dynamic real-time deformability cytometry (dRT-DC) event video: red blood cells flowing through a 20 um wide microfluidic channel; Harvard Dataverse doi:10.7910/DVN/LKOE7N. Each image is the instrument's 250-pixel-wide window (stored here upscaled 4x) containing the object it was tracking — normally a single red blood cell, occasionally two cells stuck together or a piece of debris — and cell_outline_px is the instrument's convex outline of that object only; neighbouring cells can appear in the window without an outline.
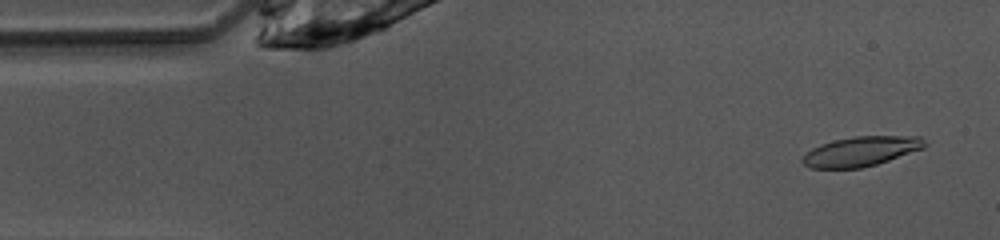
{"species": "common noctule bat (a hibernating species)", "species_latin": "Nyctalus noctula", "temperature_condition": "warm", "stored_images_in_passage": 48, "camera_frame_rate_fps": 3000, "um_per_image_px": 0.085, "animal": {"sex": "female", "body_mass_g": 10.0, "forearm_length_mm": 53.1}, "frame": {"image": 1, "passage_image": 3, "time_ms": 0.667, "image_size_px": [1000, 240], "cell_outline_px": [[928, 144], [924, 148], [876, 164], [860, 168], [812, 168], [804, 164], [800, 160], [812, 148], [820, 144], [836, 140], [856, 136], [924, 136]], "centroid_in_image_um": [73.23, 12.85], "position_along_channel_um": 11.8, "area_um2": 21.04}}
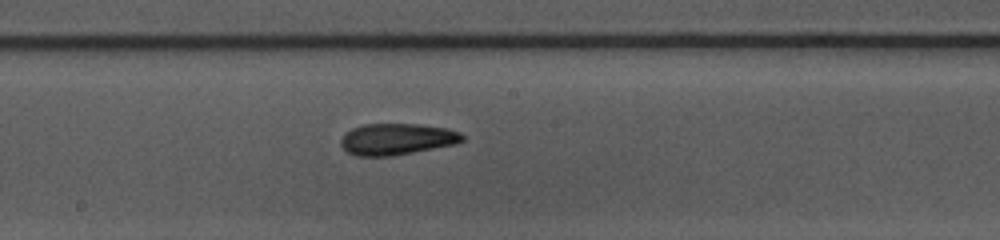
{"frame": {"image": 2, "passage_image": 24, "time_ms": 7.667, "image_size_px": [1000, 240], "cell_outline_px": [[464, 140], [456, 144], [392, 156], [356, 156], [348, 152], [340, 144], [340, 140], [344, 132], [360, 124], [420, 124], [448, 128], [460, 132], [464, 136]], "centroid_in_image_um": [33.72, 11.82], "position_along_channel_um": 214.5, "area_um2": 22.48}}
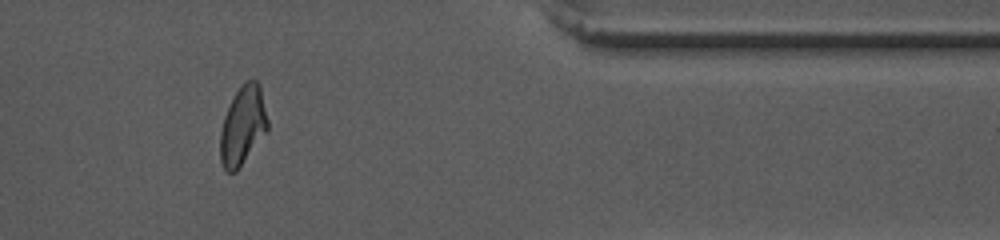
{"frame": {"image": 3, "passage_image": 39, "time_ms": 12.667, "image_size_px": [1000, 240], "cell_outline_px": [[268, 132], [236, 172], [228, 172], [224, 168], [220, 160], [220, 132], [224, 116], [236, 92], [244, 80], [256, 80], [260, 84], [268, 120]], "centroid_in_image_um": [20.66, 10.69], "position_along_channel_um": 390.7, "area_um2": 21.96}, "authors_computed_cell_mechanics": {"area_um2": 21.9062, "velocity_mm_per_s": 4.078, "shape_relaxation_time_tau1_ms": 7.1956, "shape_relaxation_time_tau2_ms": 2.9116, "deformation_change_tau1": 0.199, "deformation_change_tau2": 0.1006}}